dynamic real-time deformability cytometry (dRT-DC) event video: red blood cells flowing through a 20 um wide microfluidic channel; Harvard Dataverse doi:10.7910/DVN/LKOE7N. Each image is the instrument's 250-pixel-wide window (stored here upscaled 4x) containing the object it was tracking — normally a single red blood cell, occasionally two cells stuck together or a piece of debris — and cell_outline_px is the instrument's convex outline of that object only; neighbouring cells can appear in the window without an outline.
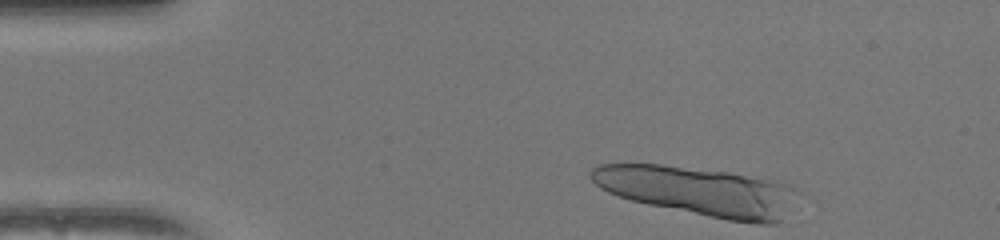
{"species": "human", "species_latin": "Homo sapiens", "temperature_condition": "warm", "stored_images_in_passage": 10, "camera_frame_rate_fps": 3000, "um_per_image_px": 0.085, "donor": {"sex": "female"}, "frame": {"image": 1, "passage_image": 1, "time_ms": 0.0, "image_size_px": [1000, 240], "cell_outline_px": [[800, 192], [780, 220], [776, 224], [756, 224], [728, 220], [648, 204], [632, 200], [608, 192], [600, 188], [588, 176], [588, 172], [596, 164], [660, 164], [728, 172], [776, 180], [792, 184]], "centroid_in_image_um": [59.4, 16.23], "position_along_channel_um": 25.6, "area_um2": 59.07}}